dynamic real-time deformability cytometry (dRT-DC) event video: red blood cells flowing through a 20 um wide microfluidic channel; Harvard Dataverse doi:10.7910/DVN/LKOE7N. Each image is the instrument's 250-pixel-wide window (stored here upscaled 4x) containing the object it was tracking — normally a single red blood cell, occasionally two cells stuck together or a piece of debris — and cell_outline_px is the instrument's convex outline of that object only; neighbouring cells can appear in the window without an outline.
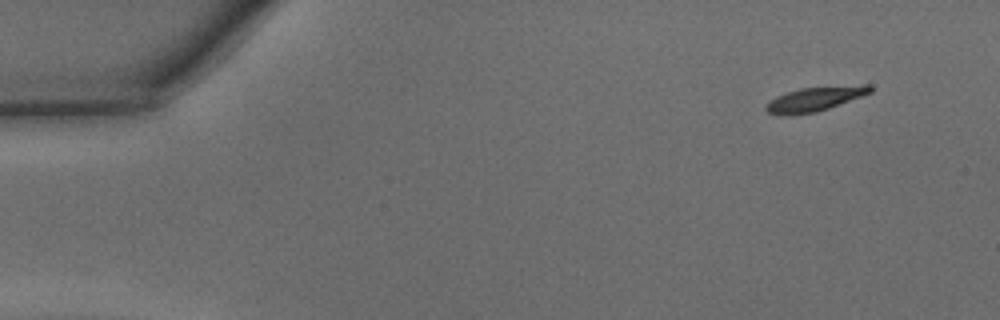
{"species": "common noctule bat (a hibernating species)", "species_latin": "Nyctalus noctula", "temperature_condition": "warm", "stored_images_in_passage": 8, "camera_frame_rate_fps": 3000, "um_per_image_px": 0.085, "animal": {"sex": "male", "body_mass_g": 15.6}, "frame": {"image": 1, "passage_image": 1, "time_ms": 0.0, "image_size_px": [1000, 320], "cell_outline_px": [[872, 92], [828, 108], [816, 112], [792, 116], [784, 116], [768, 112], [764, 108], [776, 96], [800, 88], [864, 84], [872, 84]], "centroid_in_image_um": [69.28, 8.42], "position_along_channel_um": 15.7, "area_um2": 14.74}}